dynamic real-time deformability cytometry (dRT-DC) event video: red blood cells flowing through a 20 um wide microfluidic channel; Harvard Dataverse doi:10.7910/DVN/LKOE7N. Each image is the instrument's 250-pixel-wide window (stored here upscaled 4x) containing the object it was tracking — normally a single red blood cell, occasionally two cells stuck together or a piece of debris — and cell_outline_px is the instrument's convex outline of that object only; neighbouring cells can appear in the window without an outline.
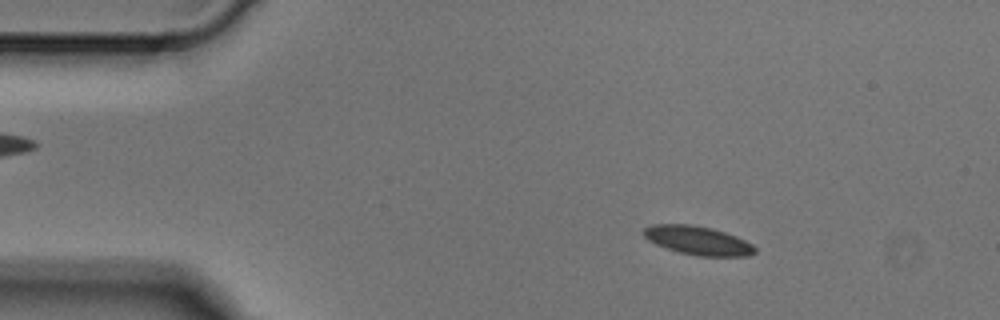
{"species": "Egyptian fruit bat (a non-hibernating species)", "species_latin": "Rousettus aegyptiacus", "temperature_condition": "cold", "stored_images_in_passage": 6, "camera_frame_rate_fps": 3000, "um_per_image_px": 0.085, "animal": {"sex": "male"}, "frame": {"image": 1, "passage_image": 3, "time_ms": 0.667, "image_size_px": [1000, 320], "cell_outline_px": [[756, 252], [748, 256], [700, 256], [680, 252], [656, 244], [648, 240], [644, 236], [644, 228], [652, 224], [692, 224], [712, 228], [736, 236], [752, 244], [756, 248]], "centroid_in_image_um": [59.33, 20.43], "position_along_channel_um": 25.7, "area_um2": 18.5}}
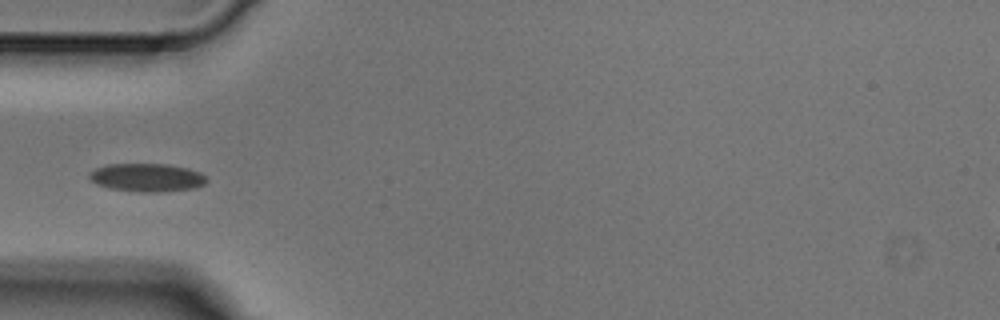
{"frame": {"image": 2, "passage_image": 5, "time_ms": 1.333, "image_size_px": [1000, 320], "cell_outline_px": [[208, 180], [204, 184], [196, 188], [160, 192], [140, 192], [112, 188], [96, 184], [88, 176], [88, 172], [96, 168], [108, 164], [168, 164], [188, 168], [200, 172], [208, 176]], "centroid_in_image_um": [12.53, 15.08], "position_along_channel_um": 72.5, "area_um2": 19.42}}
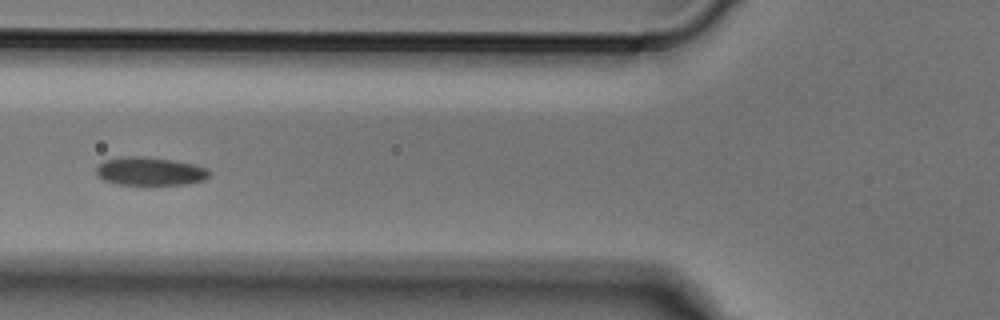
{"frame": {"image": 3, "passage_image": 6, "time_ms": 1.667, "image_size_px": [1000, 320], "cell_outline_px": [[212, 176], [204, 180], [188, 184], [116, 184], [104, 180], [96, 176], [96, 168], [104, 160], [120, 156], [144, 156], [172, 160], [196, 164], [208, 168], [212, 172]], "centroid_in_image_um": [12.79, 14.55], "position_along_channel_um": 113.0, "area_um2": 18.96}}